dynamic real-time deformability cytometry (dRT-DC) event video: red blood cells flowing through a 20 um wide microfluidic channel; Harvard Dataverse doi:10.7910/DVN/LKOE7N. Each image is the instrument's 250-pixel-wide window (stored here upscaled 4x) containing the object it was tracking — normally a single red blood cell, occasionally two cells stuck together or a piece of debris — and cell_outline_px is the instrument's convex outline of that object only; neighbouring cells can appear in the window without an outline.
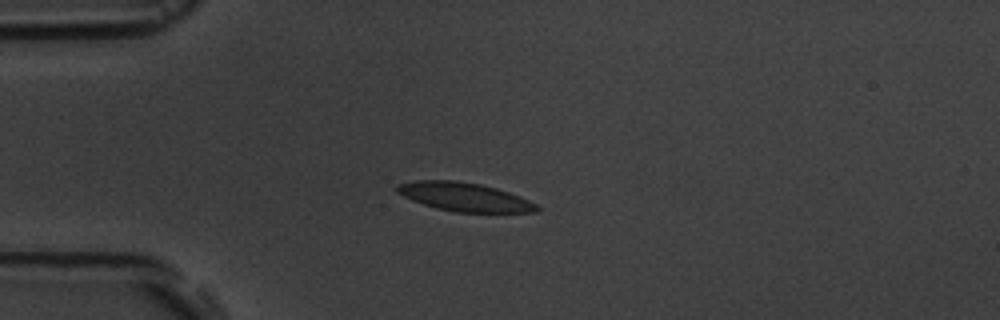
{"species": "common noctule bat (a hibernating species)", "species_latin": "Nyctalus noctula", "temperature_condition": "room temperature", "stored_images_in_passage": 6, "camera_frame_rate_fps": 3000, "um_per_image_px": 0.085, "animal": {"sex": "male", "body_mass_g": 19.5, "forearm_length_mm": 54.6}, "frame": {"image": 1, "passage_image": 5, "time_ms": 4.667, "image_size_px": [1000, 320], "cell_outline_px": [[540, 208], [536, 212], [452, 212], [436, 208], [412, 200], [396, 192], [396, 184], [416, 180], [452, 180], [480, 184], [496, 188], [508, 192], [528, 200], [536, 204]], "centroid_in_image_um": [39.44, 16.73], "position_along_channel_um": 45.6, "area_um2": 23.18}}